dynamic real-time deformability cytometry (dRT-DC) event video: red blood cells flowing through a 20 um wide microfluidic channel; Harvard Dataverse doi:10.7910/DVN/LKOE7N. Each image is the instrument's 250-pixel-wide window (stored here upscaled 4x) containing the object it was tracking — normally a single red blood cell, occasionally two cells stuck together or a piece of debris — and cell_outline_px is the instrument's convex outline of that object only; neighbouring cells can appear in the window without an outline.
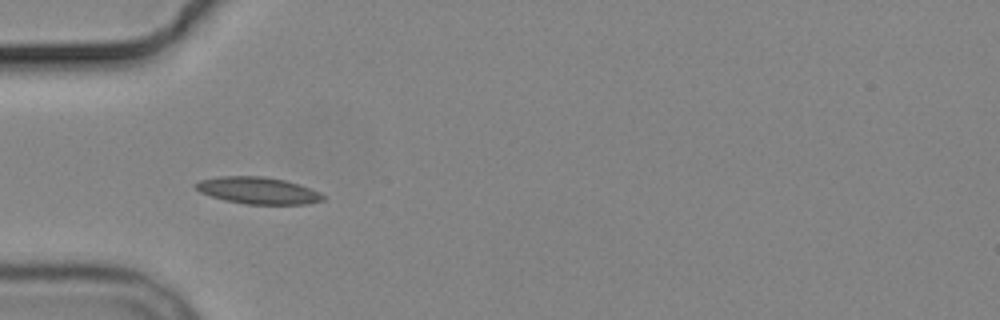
{"species": "common noctule bat (a hibernating species)", "species_latin": "Nyctalus noctula", "temperature_condition": "cold", "stored_images_in_passage": 5, "camera_frame_rate_fps": 3000, "um_per_image_px": 0.085, "animal": {"sex": "male", "body_mass_g": 19.2, "forearm_length_mm": 51.8}, "frame": {"image": 1, "passage_image": 4, "time_ms": 3.667, "image_size_px": [1000, 320], "cell_outline_px": [[324, 200], [308, 204], [244, 204], [224, 200], [200, 192], [192, 184], [200, 180], [220, 176], [264, 176], [284, 180], [320, 192], [324, 196]], "centroid_in_image_um": [21.9, 16.19], "position_along_channel_um": 63.1, "area_um2": 19.83}}
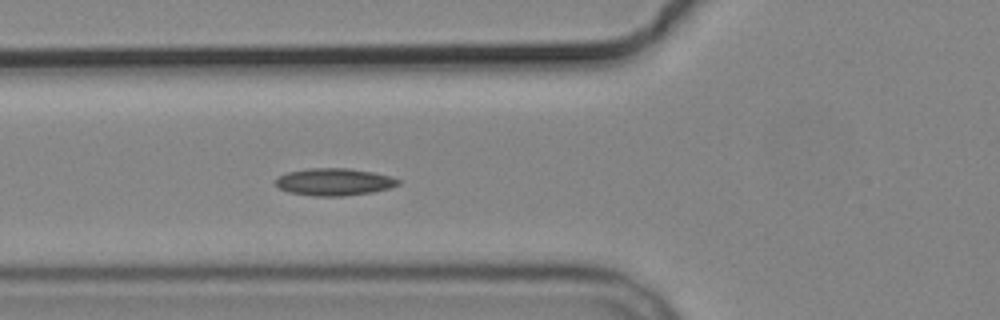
{"frame": {"image": 2, "passage_image": 5, "time_ms": 4.667, "image_size_px": [1000, 320], "cell_outline_px": [[400, 184], [388, 188], [372, 192], [344, 196], [316, 196], [288, 192], [272, 184], [276, 176], [288, 172], [308, 168], [348, 168], [372, 172], [392, 176], [400, 180]], "centroid_in_image_um": [28.36, 15.45], "position_along_channel_um": 97.4, "area_um2": 19.65}}